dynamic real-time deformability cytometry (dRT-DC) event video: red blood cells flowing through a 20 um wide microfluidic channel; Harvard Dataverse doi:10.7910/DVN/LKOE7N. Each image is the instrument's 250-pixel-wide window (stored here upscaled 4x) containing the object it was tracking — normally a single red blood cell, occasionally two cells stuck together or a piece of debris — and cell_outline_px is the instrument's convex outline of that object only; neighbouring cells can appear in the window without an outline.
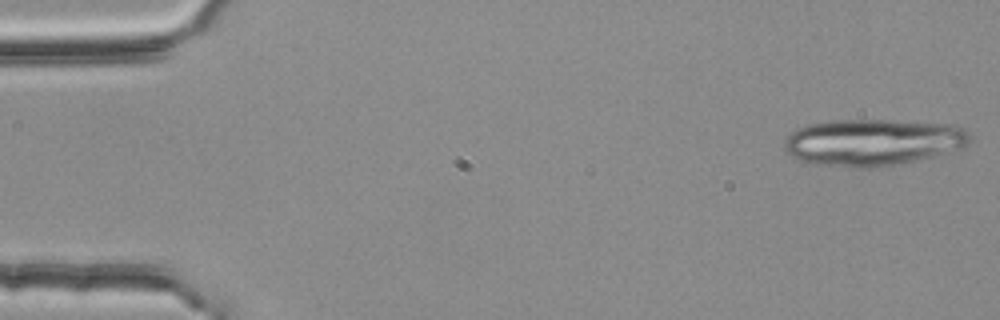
{"species": "common noctule bat (a hibernating species)", "species_latin": "Nyctalus noctula", "temperature_condition": "room temperature", "stored_images_in_passage": 12, "camera_frame_rate_fps": 3000, "um_per_image_px": 0.085, "animal": {"sex": "female", "body_mass_g": 25.1}, "frame": {"image": 1, "passage_image": 1, "time_ms": 0.0, "image_size_px": [1000, 320], "cell_outline_px": [[972, 140], [968, 144], [960, 148], [932, 156], [884, 168], [860, 168], [816, 164], [800, 160], [792, 156], [784, 148], [784, 140], [796, 128], [808, 124], [828, 120], [888, 120], [952, 124], [964, 128], [968, 132]], "centroid_in_image_um": [74.19, 12.09], "position_along_channel_um": 10.8, "area_um2": 50.81}}